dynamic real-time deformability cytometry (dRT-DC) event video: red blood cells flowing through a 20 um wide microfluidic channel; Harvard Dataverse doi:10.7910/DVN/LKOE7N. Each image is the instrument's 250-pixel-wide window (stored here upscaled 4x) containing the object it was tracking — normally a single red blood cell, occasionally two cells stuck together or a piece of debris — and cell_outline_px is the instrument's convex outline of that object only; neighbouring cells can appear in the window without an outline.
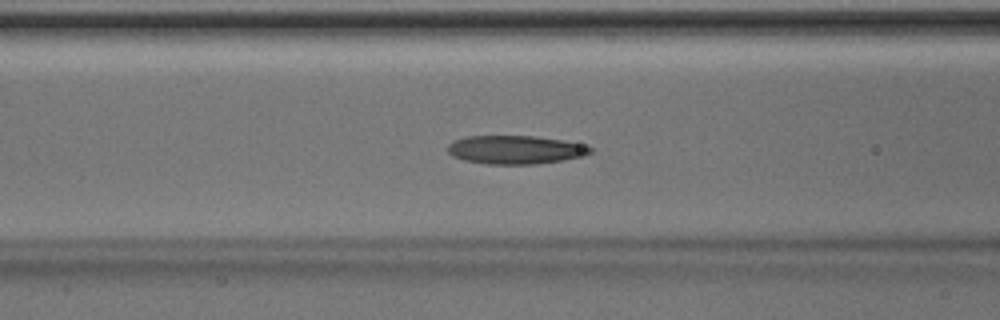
{"species": "Egyptian fruit bat (a non-hibernating species)", "species_latin": "Rousettus aegyptiacus", "temperature_condition": "room temperature", "stored_images_in_passage": 49, "camera_frame_rate_fps": 3000, "um_per_image_px": 0.085, "animal": {"sex": "male"}, "frame": {"image": 1, "passage_image": 19, "time_ms": 6.0, "image_size_px": [1000, 320], "cell_outline_px": [[592, 152], [584, 156], [536, 164], [488, 164], [464, 160], [452, 156], [448, 152], [448, 144], [452, 140], [464, 136], [532, 136], [564, 140], [580, 144], [592, 148]], "centroid_in_image_um": [43.76, 12.72], "position_along_channel_um": 122.8, "area_um2": 23.64}}
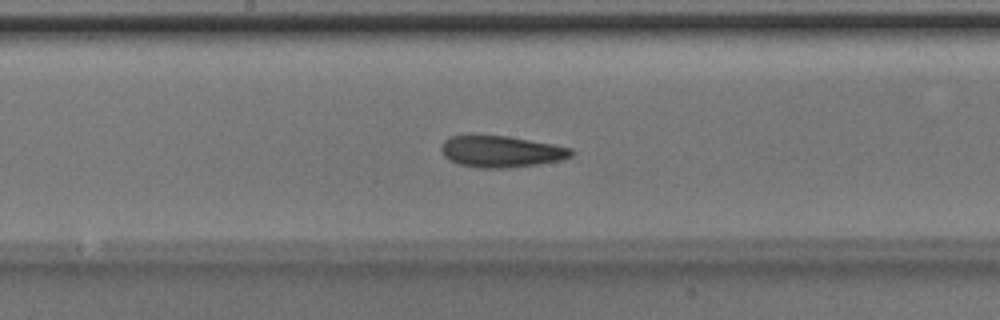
{"frame": {"image": 2, "passage_image": 25, "time_ms": 8.0, "image_size_px": [1000, 320], "cell_outline_px": [[576, 152], [572, 156], [560, 160], [540, 164], [504, 168], [476, 168], [460, 164], [448, 160], [444, 156], [440, 148], [440, 144], [444, 140], [452, 136], [508, 136], [552, 144], [572, 148]], "centroid_in_image_um": [42.6, 12.89], "position_along_channel_um": 205.6, "area_um2": 23.87}}
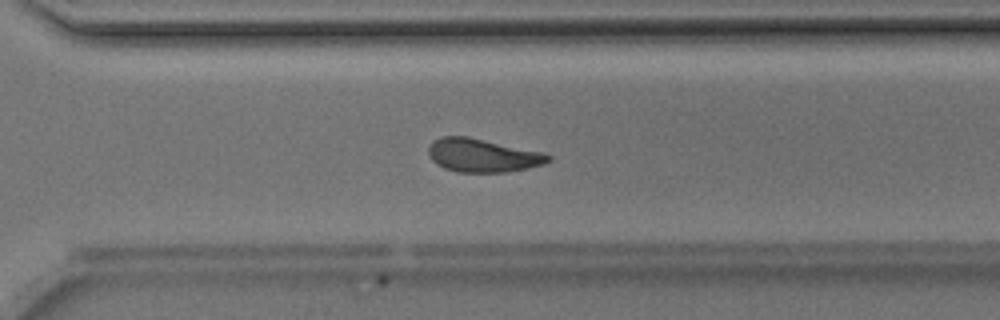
{"frame": {"image": 3, "passage_image": 34, "time_ms": 11.0, "image_size_px": [1000, 320], "cell_outline_px": [[552, 160], [544, 164], [508, 172], [456, 172], [444, 168], [436, 164], [432, 160], [428, 152], [428, 148], [432, 140], [440, 136], [468, 136], [544, 152], [552, 156]], "centroid_in_image_um": [41.02, 13.2], "position_along_channel_um": 329.6, "area_um2": 23.58}, "authors_computed_cell_mechanics": {"area_um2": 23.409, "velocity_mm_per_s": 4.1392, "shape_relaxation_time_tau1_ms": 11.255, "shape_relaxation_time_tau2_ms": 4.3884, "deformation_change_tau1": 0.2367, "deformation_change_tau2": 0.1229}}